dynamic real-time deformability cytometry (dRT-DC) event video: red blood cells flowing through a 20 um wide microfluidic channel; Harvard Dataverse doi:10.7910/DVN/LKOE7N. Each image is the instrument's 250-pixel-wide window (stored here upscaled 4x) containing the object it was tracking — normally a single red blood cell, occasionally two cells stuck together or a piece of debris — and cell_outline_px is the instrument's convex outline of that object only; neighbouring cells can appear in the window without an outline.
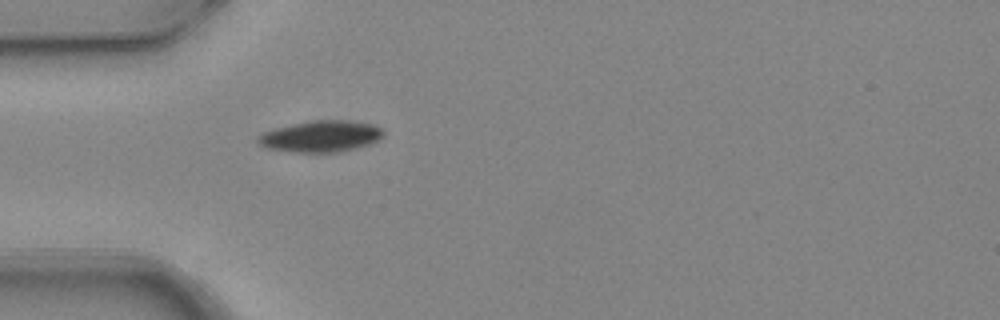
{"species": "common noctule bat (a hibernating species)", "species_latin": "Nyctalus noctula", "temperature_condition": "warm", "stored_images_in_passage": 1, "camera_frame_rate_fps": 3000, "um_per_image_px": 0.085, "animal": {"sex": "female", "body_mass_g": 24.6, "forearm_length_mm": 56.2}, "frame": {"image": 1, "passage_image": 1, "time_ms": 0.0, "image_size_px": [1000, 320], "cell_outline_px": [[384, 136], [368, 144], [336, 152], [292, 152], [268, 148], [260, 144], [256, 140], [256, 136], [264, 132], [276, 128], [292, 124], [316, 120], [344, 120], [368, 124], [380, 128], [384, 132]], "centroid_in_image_um": [27.22, 11.59], "position_along_channel_um": 57.8, "area_um2": 22.43}}